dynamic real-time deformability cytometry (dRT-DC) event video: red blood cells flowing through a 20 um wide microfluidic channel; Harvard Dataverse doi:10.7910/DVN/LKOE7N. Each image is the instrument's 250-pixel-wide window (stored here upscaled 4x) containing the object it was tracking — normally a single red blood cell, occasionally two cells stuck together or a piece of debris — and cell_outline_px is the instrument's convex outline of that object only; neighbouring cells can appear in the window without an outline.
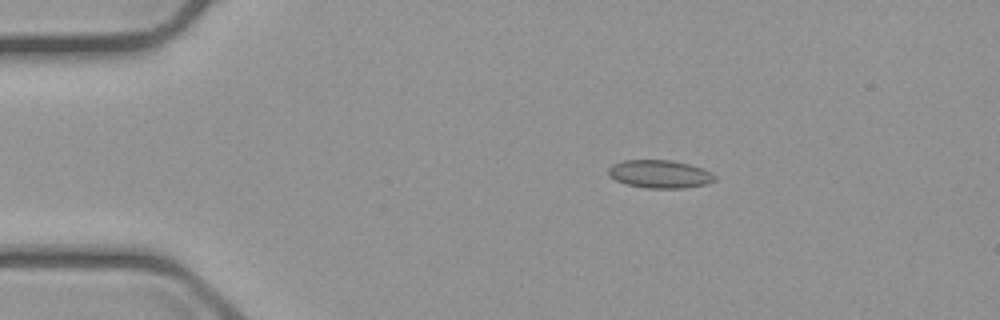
{"species": "common noctule bat (a hibernating species)", "species_latin": "Nyctalus noctula", "temperature_condition": "cold", "stored_images_in_passage": 5, "camera_frame_rate_fps": 3000, "um_per_image_px": 0.085, "animal": {"sex": "male", "body_mass_g": 23.1, "forearm_length_mm": 52.7}, "frame": {"image": 1, "passage_image": 3, "time_ms": 2.333, "image_size_px": [1000, 320], "cell_outline_px": [[716, 180], [708, 184], [684, 188], [648, 188], [628, 184], [616, 180], [608, 172], [608, 168], [612, 164], [624, 160], [672, 160], [688, 164], [712, 172], [716, 176]], "centroid_in_image_um": [56.12, 14.79], "position_along_channel_um": 28.9, "area_um2": 17.28}}